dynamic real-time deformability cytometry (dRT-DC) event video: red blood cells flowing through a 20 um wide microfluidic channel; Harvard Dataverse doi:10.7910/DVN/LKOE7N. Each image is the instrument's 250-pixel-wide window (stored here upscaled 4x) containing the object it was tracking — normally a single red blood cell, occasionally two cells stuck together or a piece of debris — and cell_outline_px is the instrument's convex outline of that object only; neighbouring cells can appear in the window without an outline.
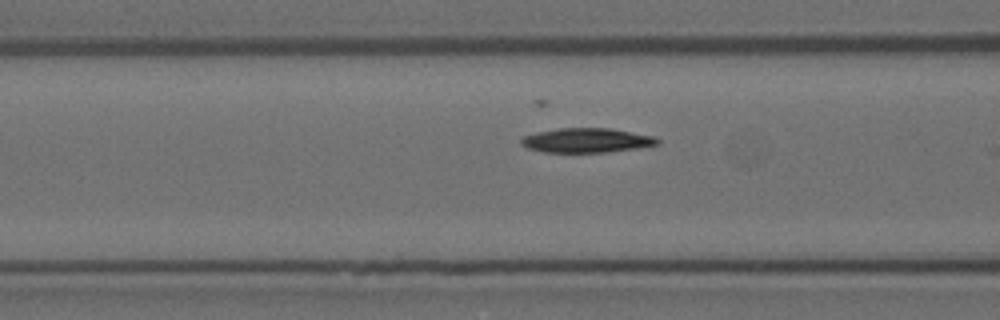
{"species": "Egyptian fruit bat (a non-hibernating species)", "species_latin": "Rousettus aegyptiacus", "temperature_condition": "room temperature", "stored_images_in_passage": 6, "camera_frame_rate_fps": 3000, "um_per_image_px": 0.085, "animal": {"sex": "female"}, "frame": {"image": 1, "passage_image": 5, "time_ms": 1.333, "image_size_px": [1000, 320], "cell_outline_px": [[660, 144], [640, 148], [608, 152], [544, 152], [528, 148], [520, 144], [520, 140], [524, 136], [536, 132], [560, 128], [612, 128], [656, 136], [660, 140]], "centroid_in_image_um": [49.92, 11.93], "position_along_channel_um": 116.7, "area_um2": 19.65}}